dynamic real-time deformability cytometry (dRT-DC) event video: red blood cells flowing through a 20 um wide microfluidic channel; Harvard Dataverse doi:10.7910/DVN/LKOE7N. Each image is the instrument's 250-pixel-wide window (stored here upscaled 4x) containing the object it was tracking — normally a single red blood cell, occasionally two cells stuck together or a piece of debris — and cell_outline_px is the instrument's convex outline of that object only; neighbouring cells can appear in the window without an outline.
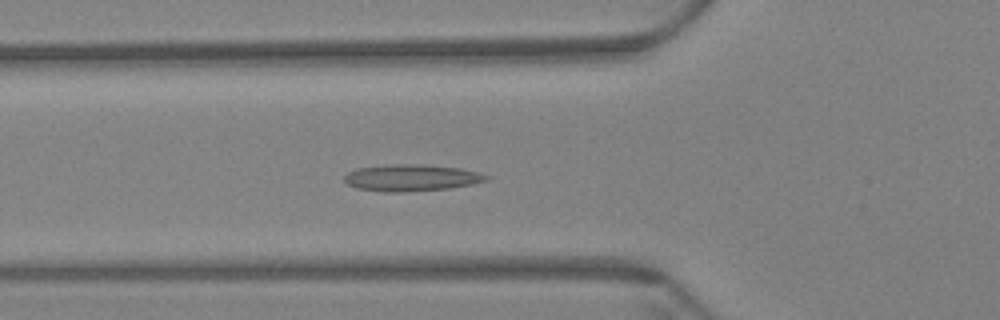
{"species": "Egyptian fruit bat (a non-hibernating species)", "species_latin": "Rousettus aegyptiacus", "temperature_condition": "warm", "stored_images_in_passage": 53, "camera_frame_rate_fps": 3000, "um_per_image_px": 0.085, "animal": {"sex": "female"}, "frame": {"image": 1, "passage_image": 21, "time_ms": 6.667, "image_size_px": [1000, 320], "cell_outline_px": [[488, 180], [472, 184], [448, 188], [404, 192], [384, 192], [356, 188], [348, 184], [344, 180], [344, 176], [348, 172], [356, 168], [392, 164], [408, 164], [460, 168], [476, 172], [488, 176]], "centroid_in_image_um": [34.91, 15.12], "position_along_channel_um": 90.9, "area_um2": 21.79}}
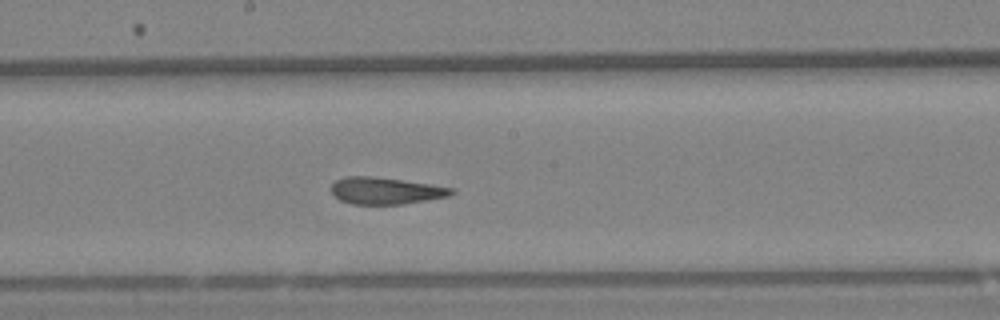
{"frame": {"image": 2, "passage_image": 32, "time_ms": 10.333, "image_size_px": [1000, 320], "cell_outline_px": [[456, 192], [448, 196], [404, 204], [352, 204], [340, 200], [332, 192], [332, 184], [336, 180], [344, 176], [372, 176], [428, 184], [452, 188]], "centroid_in_image_um": [32.75, 16.21], "position_along_channel_um": 215.4, "area_um2": 18.55}}
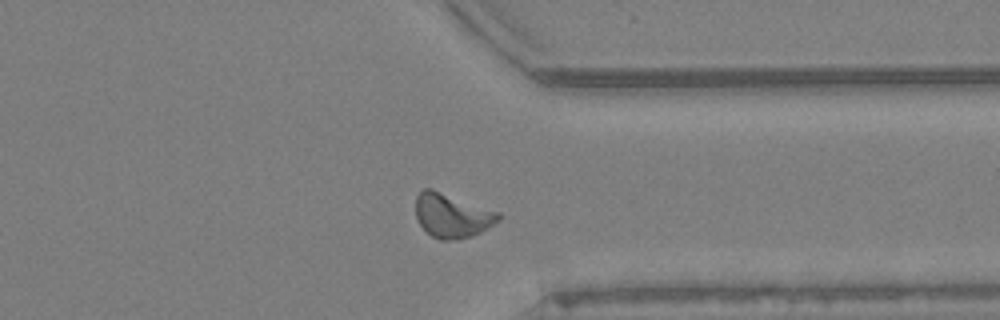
{"frame": {"image": 3, "passage_image": 46, "time_ms": 15.0, "image_size_px": [1000, 320], "cell_outline_px": [[500, 220], [480, 232], [472, 236], [456, 240], [440, 240], [432, 236], [420, 224], [416, 216], [416, 196], [424, 188], [432, 188], [500, 212]], "centroid_in_image_um": [38.43, 18.31], "position_along_channel_um": 373.0, "area_um2": 21.27}, "authors_computed_cell_mechanics": {"area_um2": 20.1722, "velocity_mm_per_s": 3.4099, "shape_relaxation_time_tau1_ms": null, "shape_relaxation_time_tau2_ms": 2.3671, "deformation_change_tau1": null, "deformation_change_tau2": 0.0966}}